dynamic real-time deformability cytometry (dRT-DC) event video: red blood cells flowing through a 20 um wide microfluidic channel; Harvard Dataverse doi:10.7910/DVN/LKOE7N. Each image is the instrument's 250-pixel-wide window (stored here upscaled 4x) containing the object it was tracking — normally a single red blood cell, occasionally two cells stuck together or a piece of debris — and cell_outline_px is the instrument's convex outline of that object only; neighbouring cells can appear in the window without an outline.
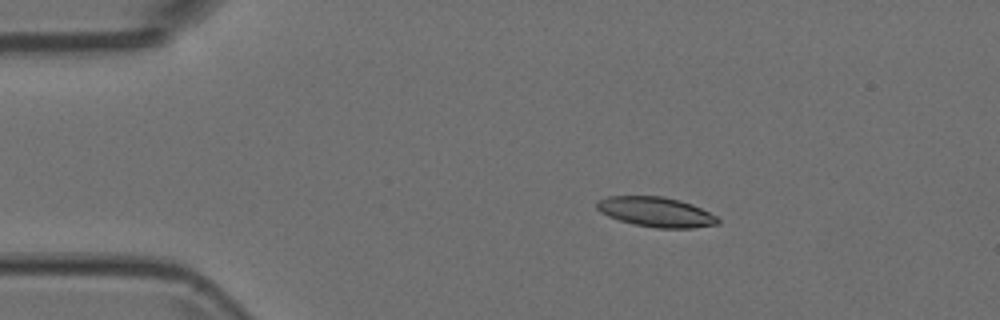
{"species": "Egyptian fruit bat (a non-hibernating species)", "species_latin": "Rousettus aegyptiacus", "temperature_condition": "room temperature", "stored_images_in_passage": 6, "camera_frame_rate_fps": 3000, "um_per_image_px": 0.085, "animal": {"sex": "female"}, "frame": {"image": 1, "passage_image": 2, "time_ms": 0.333, "image_size_px": [1000, 320], "cell_outline_px": [[720, 224], [692, 228], [656, 228], [632, 224], [608, 216], [600, 212], [596, 208], [596, 200], [608, 196], [660, 196], [680, 200], [692, 204], [716, 216], [720, 220]], "centroid_in_image_um": [55.74, 18.02], "position_along_channel_um": 29.3, "area_um2": 21.15}}
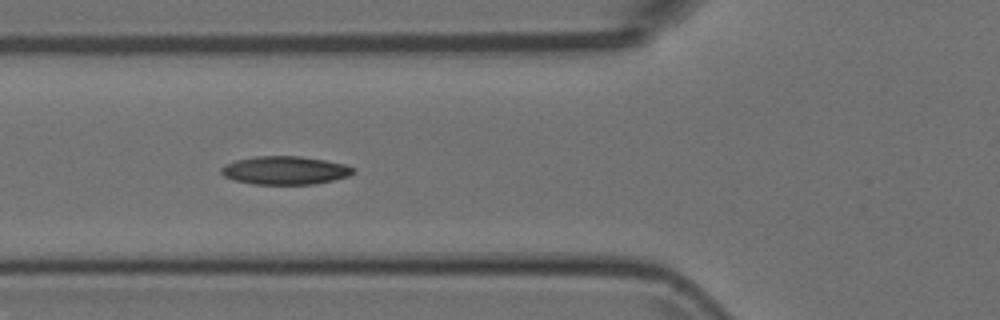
{"frame": {"image": 2, "passage_image": 5, "time_ms": 1.333, "image_size_px": [1000, 320], "cell_outline_px": [[356, 172], [348, 176], [332, 180], [312, 184], [252, 184], [236, 180], [224, 176], [220, 172], [220, 168], [224, 164], [236, 160], [256, 156], [300, 156], [324, 160], [344, 164], [356, 168]], "centroid_in_image_um": [24.22, 14.47], "position_along_channel_um": 101.6, "area_um2": 21.73}}
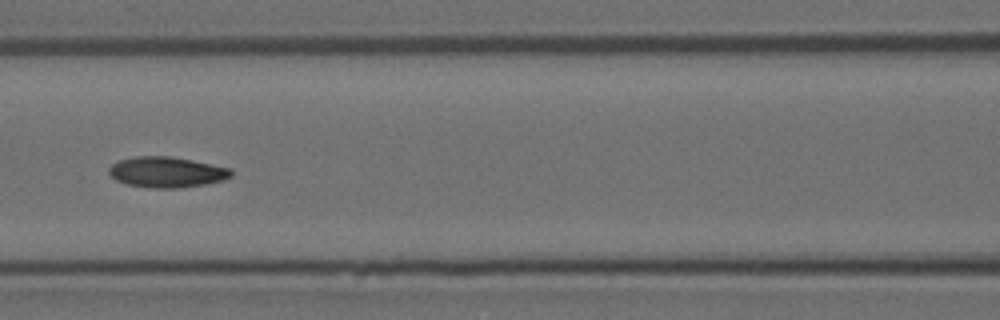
{"frame": {"image": 3, "passage_image": 6, "time_ms": 1.667, "image_size_px": [1000, 320], "cell_outline_px": [[232, 176], [220, 180], [204, 184], [176, 188], [152, 188], [128, 184], [116, 180], [108, 172], [108, 168], [116, 160], [136, 156], [172, 156], [232, 168]], "centroid_in_image_um": [14.14, 14.61], "position_along_channel_um": 152.5, "area_um2": 21.79}}